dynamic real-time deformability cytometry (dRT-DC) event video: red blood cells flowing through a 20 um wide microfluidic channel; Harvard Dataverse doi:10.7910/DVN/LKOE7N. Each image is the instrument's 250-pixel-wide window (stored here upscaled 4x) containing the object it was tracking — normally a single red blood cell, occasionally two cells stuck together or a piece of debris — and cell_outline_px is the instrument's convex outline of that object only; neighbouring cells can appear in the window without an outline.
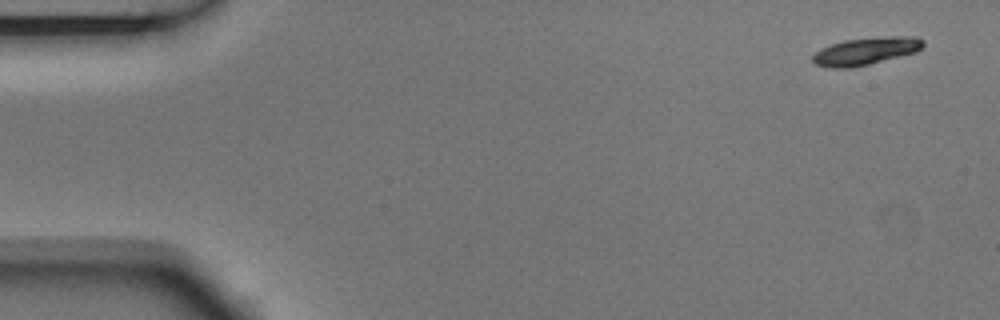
{"species": "Egyptian fruit bat (a non-hibernating species)", "species_latin": "Rousettus aegyptiacus", "temperature_condition": "room temperature", "stored_images_in_passage": 6, "camera_frame_rate_fps": 3000, "um_per_image_px": 0.085, "animal": {"sex": "male"}, "frame": {"image": 1, "passage_image": 1, "time_ms": 0.0, "image_size_px": [1000, 320], "cell_outline_px": [[924, 44], [916, 52], [852, 68], [832, 68], [816, 64], [812, 60], [812, 56], [820, 48], [844, 40], [888, 36], [916, 36], [924, 40]], "centroid_in_image_um": [73.6, 4.34], "position_along_channel_um": 11.4, "area_um2": 17.57}}
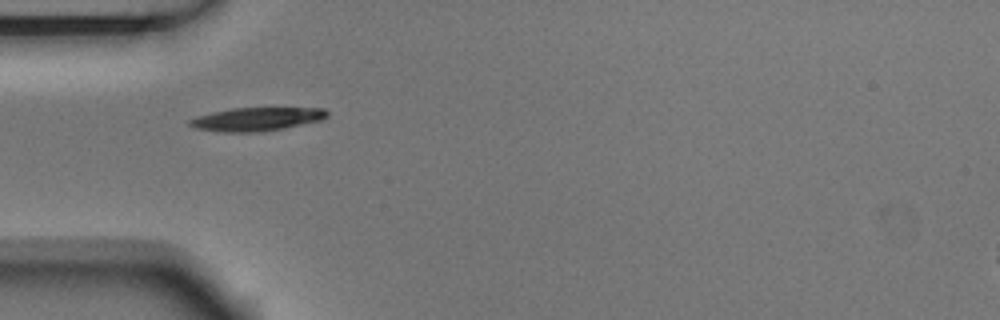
{"frame": {"image": 2, "passage_image": 5, "time_ms": 1.333, "image_size_px": [1000, 320], "cell_outline_px": [[328, 116], [320, 120], [284, 128], [260, 132], [220, 132], [196, 128], [188, 124], [188, 120], [196, 116], [212, 112], [232, 108], [324, 108], [328, 112]], "centroid_in_image_um": [21.78, 10.12], "position_along_channel_um": 63.2, "area_um2": 18.73}}
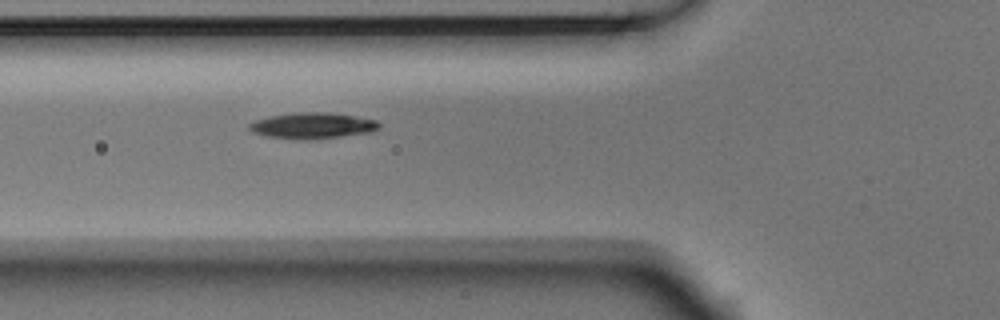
{"frame": {"image": 3, "passage_image": 6, "time_ms": 1.667, "image_size_px": [1000, 320], "cell_outline_px": [[380, 128], [372, 132], [308, 140], [268, 136], [252, 132], [248, 128], [248, 124], [256, 120], [272, 116], [300, 112], [328, 112], [376, 120], [380, 124]], "centroid_in_image_um": [26.58, 10.68], "position_along_channel_um": 99.2, "area_um2": 19.36}}